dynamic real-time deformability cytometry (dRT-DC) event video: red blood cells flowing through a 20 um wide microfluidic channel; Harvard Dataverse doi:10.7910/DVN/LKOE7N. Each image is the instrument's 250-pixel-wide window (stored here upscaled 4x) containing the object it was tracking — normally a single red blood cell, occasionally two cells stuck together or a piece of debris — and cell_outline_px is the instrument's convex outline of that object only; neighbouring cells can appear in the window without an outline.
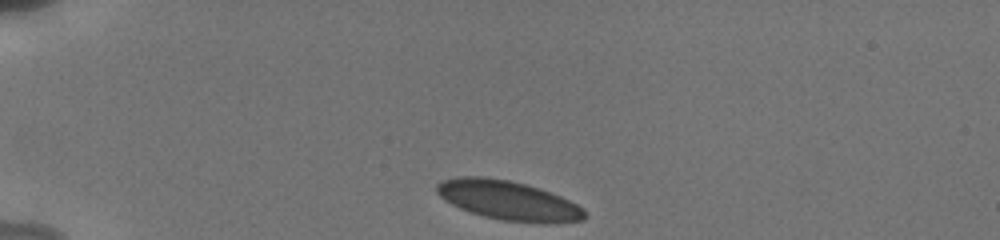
{"species": "human", "species_latin": "Homo sapiens", "temperature_condition": "cold", "stored_images_in_passage": 23, "camera_frame_rate_fps": 3000, "um_per_image_px": 0.085, "donor": {"sex": "male"}, "frame": {"image": 1, "passage_image": 1, "time_ms": 0.0, "image_size_px": [1000, 240], "cell_outline_px": [[584, 220], [504, 220], [484, 216], [460, 208], [444, 200], [436, 192], [436, 184], [444, 180], [460, 176], [484, 176], [508, 180], [524, 184], [560, 196], [584, 208]], "centroid_in_image_um": [43.07, 16.97], "position_along_channel_um": 41.9, "area_um2": 32.37}}
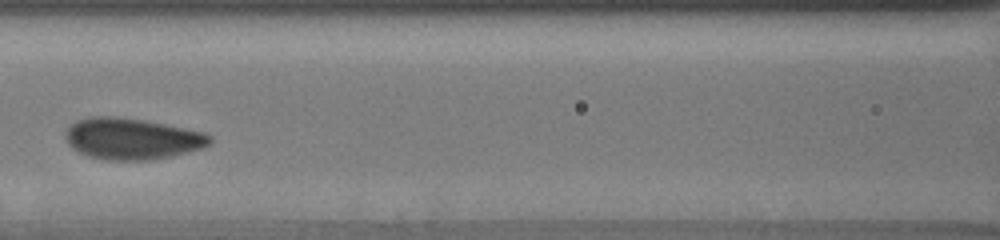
{"frame": {"image": 2, "passage_image": 8, "time_ms": 4.333, "image_size_px": [1000, 240], "cell_outline_px": [[212, 140], [204, 148], [172, 156], [148, 160], [108, 160], [88, 156], [72, 148], [68, 144], [64, 136], [64, 132], [76, 120], [88, 116], [112, 116], [144, 120], [204, 132], [212, 136]], "centroid_in_image_um": [11.2, 11.79], "position_along_channel_um": 155.4, "area_um2": 34.85}}
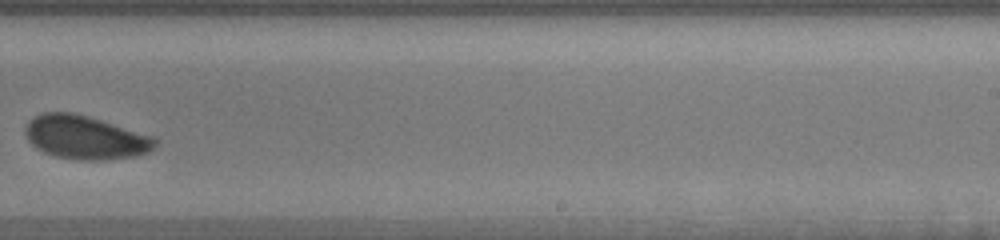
{"frame": {"image": 3, "passage_image": 13, "time_ms": 7.667, "image_size_px": [1000, 240], "cell_outline_px": [[156, 144], [148, 152], [136, 156], [108, 160], [76, 160], [56, 156], [44, 152], [36, 148], [28, 140], [24, 132], [24, 128], [32, 116], [44, 112], [72, 112], [88, 116], [156, 136]], "centroid_in_image_um": [7.25, 11.67], "position_along_channel_um": 281.8, "area_um2": 33.29}, "authors_computed_cell_mechanics": {"area_um2": 33.2928, "velocity_mm_per_s": 3.8099, "shape_relaxation_time_tau1_ms": 3.029, "shape_relaxation_time_tau2_ms": null, "deformation_change_tau1": 0.0773, "deformation_change_tau2": null}}